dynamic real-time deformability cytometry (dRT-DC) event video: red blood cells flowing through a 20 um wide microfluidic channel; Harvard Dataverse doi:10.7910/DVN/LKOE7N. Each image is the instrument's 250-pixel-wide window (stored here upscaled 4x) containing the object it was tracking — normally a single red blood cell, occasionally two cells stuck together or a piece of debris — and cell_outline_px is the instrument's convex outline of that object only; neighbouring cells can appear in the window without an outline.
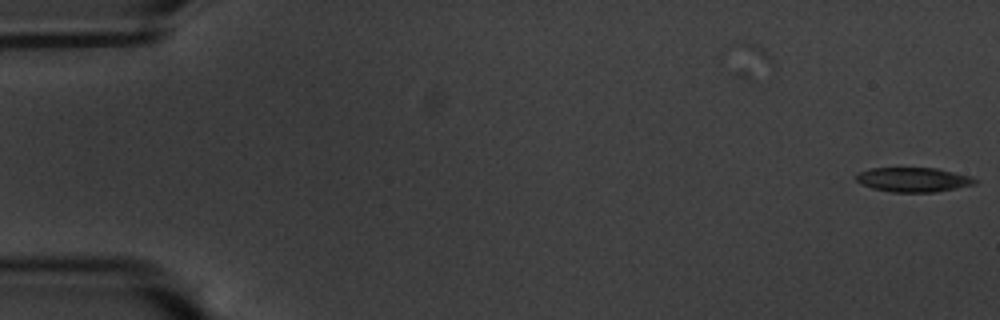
{"species": "common noctule bat (a hibernating species)", "species_latin": "Nyctalus noctula", "temperature_condition": "warm", "stored_images_in_passage": 3, "camera_frame_rate_fps": 3000, "um_per_image_px": 0.085, "animal": {"sex": "male", "body_mass_g": 20.1, "forearm_length_mm": 53.5}, "frame": {"image": 1, "passage_image": 3, "time_ms": 0.667, "image_size_px": [1000, 320], "cell_outline_px": [[976, 184], [936, 192], [892, 192], [872, 188], [860, 184], [856, 180], [856, 176], [860, 172], [872, 168], [936, 168], [968, 176], [976, 180]], "centroid_in_image_um": [77.6, 15.28], "position_along_channel_um": 7.4, "area_um2": 16.7}}